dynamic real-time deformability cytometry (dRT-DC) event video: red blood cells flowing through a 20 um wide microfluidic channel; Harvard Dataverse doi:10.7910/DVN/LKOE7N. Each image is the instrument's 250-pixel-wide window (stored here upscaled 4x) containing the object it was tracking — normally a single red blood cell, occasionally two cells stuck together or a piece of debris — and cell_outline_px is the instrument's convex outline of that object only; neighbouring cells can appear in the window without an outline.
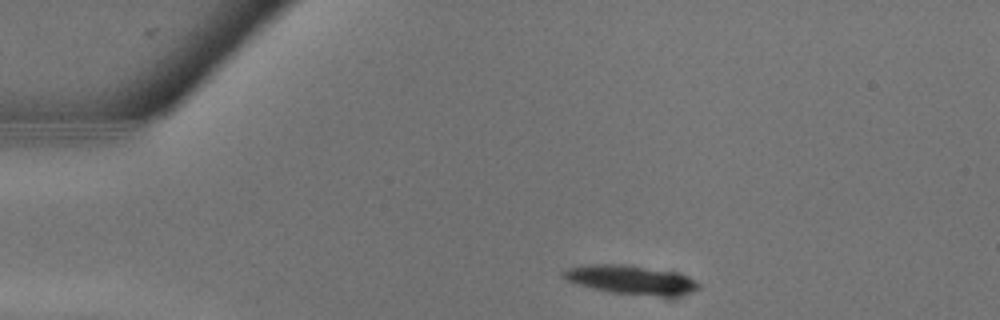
{"species": "common noctule bat (a hibernating species)", "species_latin": "Nyctalus noctula", "temperature_condition": "warm", "stored_images_in_passage": 9, "camera_frame_rate_fps": 3000, "um_per_image_px": 0.085, "animal": {"sex": "male", "body_mass_g": 13.3}, "frame": {"image": 1, "passage_image": 1, "time_ms": 0.0, "image_size_px": [1000, 320], "cell_outline_px": [[704, 288], [684, 292], [612, 292], [592, 288], [568, 280], [560, 272], [568, 268], [584, 264], [620, 264], [672, 272], [696, 280]], "centroid_in_image_um": [53.49, 23.7], "position_along_channel_um": 31.5, "area_um2": 20.92}}
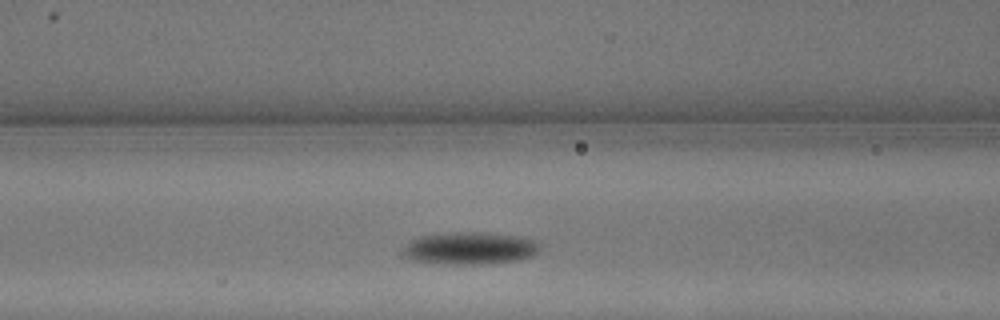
{"frame": {"image": 2, "passage_image": 7, "time_ms": 2.0, "image_size_px": [1000, 320], "cell_outline_px": [[544, 244], [532, 256], [516, 260], [484, 264], [448, 264], [412, 260], [400, 252], [408, 240], [420, 236], [460, 232], [484, 232], [524, 236], [540, 240]], "centroid_in_image_um": [40.0, 21.08], "position_along_channel_um": 126.6, "area_um2": 26.24}}
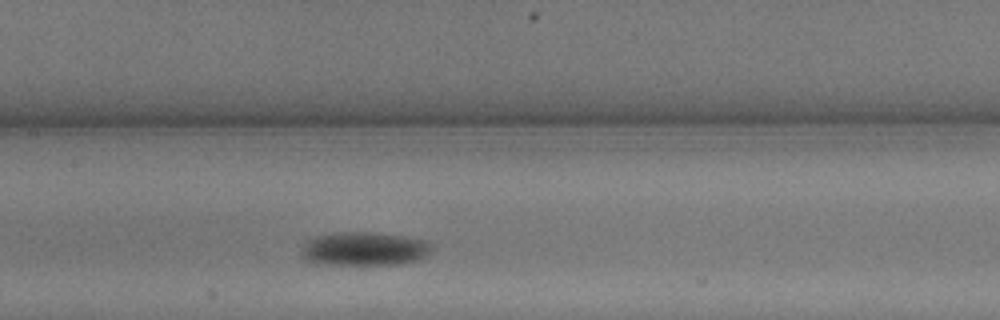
{"frame": {"image": 3, "passage_image": 9, "time_ms": 2.667, "image_size_px": [1000, 320], "cell_outline_px": [[436, 244], [432, 252], [428, 256], [420, 260], [400, 264], [316, 264], [304, 260], [300, 256], [300, 248], [312, 236], [332, 232], [368, 232], [404, 236], [428, 240]], "centroid_in_image_um": [30.99, 21.15], "position_along_channel_um": 176.4, "area_um2": 26.41}}